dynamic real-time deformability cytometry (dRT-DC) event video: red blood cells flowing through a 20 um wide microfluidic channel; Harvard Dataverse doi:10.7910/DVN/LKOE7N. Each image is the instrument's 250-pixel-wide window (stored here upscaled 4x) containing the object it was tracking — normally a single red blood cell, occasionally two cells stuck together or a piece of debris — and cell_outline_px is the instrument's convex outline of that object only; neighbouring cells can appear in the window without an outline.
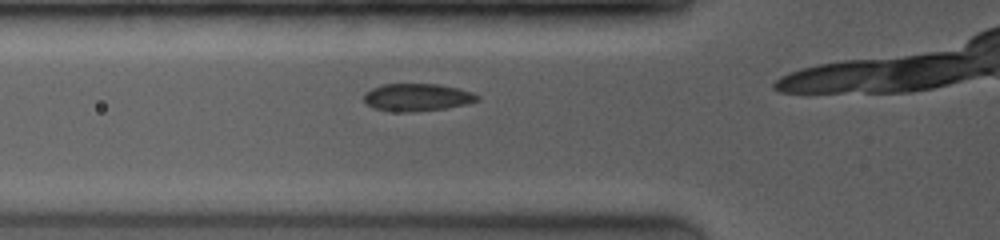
{"species": "common noctule bat (a hibernating species)", "species_latin": "Nyctalus noctula", "temperature_condition": "room temperature", "stored_images_in_passage": 16, "camera_frame_rate_fps": 4000, "um_per_image_px": 0.085, "animal": {"sex": "female", "body_mass_g": 19.0, "forearm_length_mm": 53.3}, "frame": {"image": 1, "passage_image": 3, "time_ms": 0.5, "image_size_px": [1000, 240], "cell_outline_px": [[480, 100], [468, 104], [448, 108], [412, 112], [396, 112], [372, 108], [364, 100], [364, 92], [372, 88], [384, 84], [436, 84], [456, 88], [472, 92], [480, 96]], "centroid_in_image_um": [35.47, 8.28], "position_along_channel_um": 90.3, "area_um2": 18.32}}
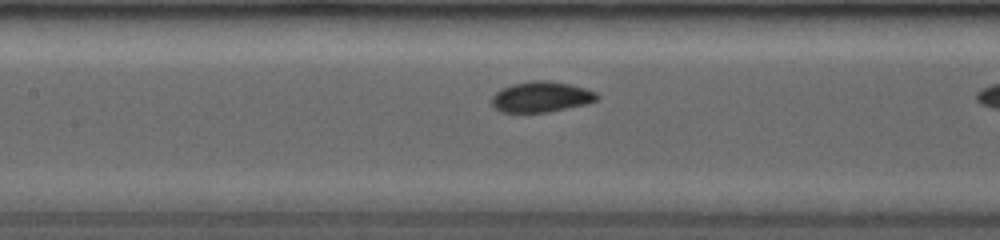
{"frame": {"image": 2, "passage_image": 10, "time_ms": 2.25, "image_size_px": [1000, 240], "cell_outline_px": [[600, 96], [596, 100], [584, 104], [568, 108], [548, 112], [500, 112], [492, 104], [492, 96], [496, 92], [504, 88], [516, 84], [568, 84], [584, 88], [596, 92]], "centroid_in_image_um": [46.01, 8.31], "position_along_channel_um": 161.4, "area_um2": 17.51}}